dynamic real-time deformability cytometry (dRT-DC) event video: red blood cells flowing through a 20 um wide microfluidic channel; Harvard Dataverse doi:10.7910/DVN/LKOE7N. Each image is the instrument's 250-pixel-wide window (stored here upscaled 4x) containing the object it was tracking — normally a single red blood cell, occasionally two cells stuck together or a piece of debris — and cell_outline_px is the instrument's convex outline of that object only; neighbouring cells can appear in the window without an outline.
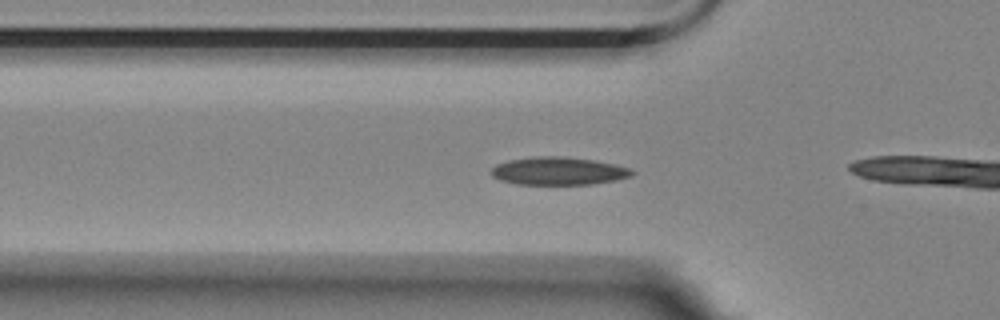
{"species": "Egyptian fruit bat (a non-hibernating species)", "species_latin": "Rousettus aegyptiacus", "temperature_condition": "room temperature", "stored_images_in_passage": 9, "camera_frame_rate_fps": 3000, "um_per_image_px": 0.085, "animal": {"sex": "female"}, "frame": {"image": 1, "passage_image": 4, "time_ms": 1.0, "image_size_px": [1000, 320], "cell_outline_px": [[636, 172], [632, 176], [616, 180], [592, 184], [516, 184], [500, 180], [492, 176], [488, 172], [496, 164], [508, 160], [536, 156], [560, 156], [592, 160], [612, 164], [628, 168]], "centroid_in_image_um": [47.42, 14.54], "position_along_channel_um": 78.4, "area_um2": 22.83}}
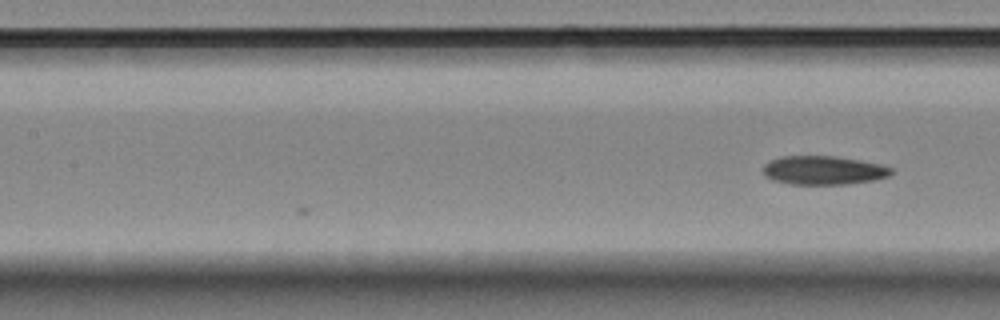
{"frame": {"image": 2, "passage_image": 9, "time_ms": 2.667, "image_size_px": [1000, 320], "cell_outline_px": [[892, 176], [872, 180], [848, 184], [788, 184], [772, 180], [764, 172], [764, 164], [772, 160], [784, 156], [832, 156], [860, 160], [880, 164], [892, 168]], "centroid_in_image_um": [70.03, 14.48], "position_along_channel_um": 137.4, "area_um2": 21.33}}